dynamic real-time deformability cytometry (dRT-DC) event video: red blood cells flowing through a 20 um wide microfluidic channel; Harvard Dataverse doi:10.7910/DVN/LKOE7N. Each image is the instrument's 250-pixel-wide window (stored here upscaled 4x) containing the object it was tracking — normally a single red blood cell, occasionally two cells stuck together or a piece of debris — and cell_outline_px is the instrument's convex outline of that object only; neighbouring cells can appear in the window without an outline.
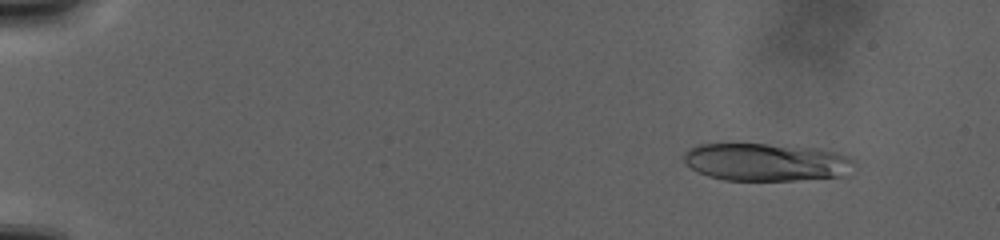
{"species": "human", "species_latin": "Homo sapiens", "temperature_condition": "warm", "stored_images_in_passage": 54, "camera_frame_rate_fps": 3000, "um_per_image_px": 0.085, "donor": {"sex": "male"}, "frame": {"image": 1, "passage_image": 17, "time_ms": 4.0, "image_size_px": [1000, 240], "cell_outline_px": [[856, 164], [844, 176], [796, 180], [724, 180], [708, 176], [684, 164], [680, 156], [688, 148], [696, 144], [764, 144], [820, 148], [836, 152], [848, 156], [856, 160]], "centroid_in_image_um": [65.11, 13.77], "position_along_channel_um": 19.9, "area_um2": 37.92}}
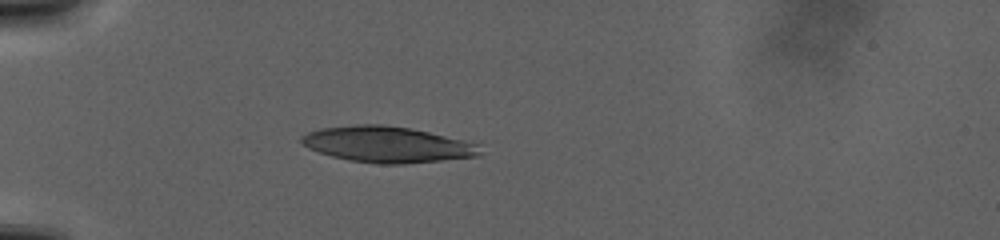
{"frame": {"image": 2, "passage_image": 49, "time_ms": 12.0, "image_size_px": [1000, 240], "cell_outline_px": [[480, 156], [404, 164], [376, 164], [348, 160], [332, 156], [308, 148], [300, 144], [300, 136], [308, 132], [320, 128], [356, 124], [380, 124], [408, 128], [428, 132], [476, 144], [480, 152]], "centroid_in_image_um": [32.82, 12.28], "position_along_channel_um": 52.2, "area_um2": 37.17}}